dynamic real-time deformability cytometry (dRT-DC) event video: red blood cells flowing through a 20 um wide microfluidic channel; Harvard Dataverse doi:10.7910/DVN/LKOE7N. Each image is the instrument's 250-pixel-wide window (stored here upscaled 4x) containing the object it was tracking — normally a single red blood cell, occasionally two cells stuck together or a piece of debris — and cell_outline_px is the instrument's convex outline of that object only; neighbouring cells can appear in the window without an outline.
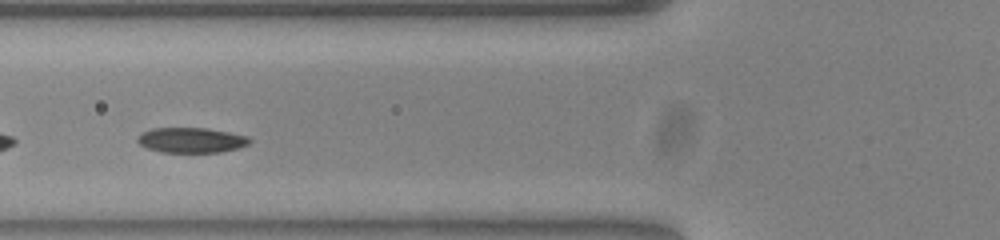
{"species": "common noctule bat (a hibernating species)", "species_latin": "Nyctalus noctula", "temperature_condition": "warm", "stored_images_in_passage": 38, "camera_frame_rate_fps": 3000, "um_per_image_px": 0.085, "animal": {"sex": "female", "body_mass_g": 23.0, "forearm_length_mm": 53.4}, "frame": {"image": 1, "passage_image": 12, "time_ms": 3.667, "image_size_px": [1000, 240], "cell_outline_px": [[252, 140], [248, 144], [236, 148], [220, 152], [160, 152], [148, 148], [140, 144], [136, 140], [144, 132], [152, 128], [208, 128], [248, 136]], "centroid_in_image_um": [16.27, 11.91], "position_along_channel_um": 109.5, "area_um2": 16.24}}